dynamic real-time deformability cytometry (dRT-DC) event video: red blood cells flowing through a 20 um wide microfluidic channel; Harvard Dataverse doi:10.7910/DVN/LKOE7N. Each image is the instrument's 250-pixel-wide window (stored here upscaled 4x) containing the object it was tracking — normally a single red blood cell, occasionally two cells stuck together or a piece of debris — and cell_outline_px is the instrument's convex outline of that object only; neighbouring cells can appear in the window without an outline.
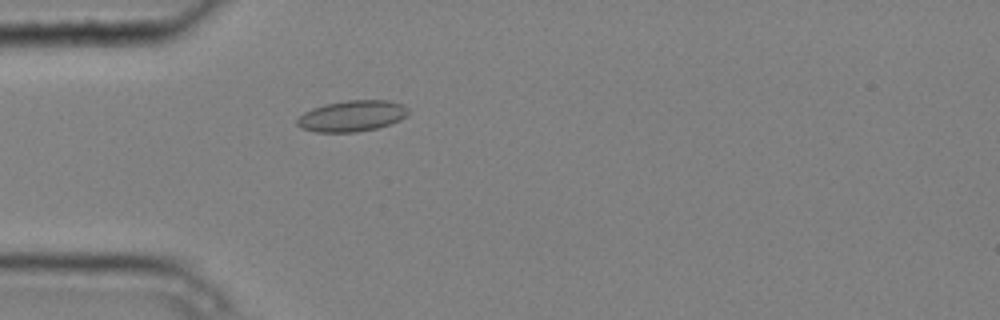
{"species": "common noctule bat (a hibernating species)", "species_latin": "Nyctalus noctula", "temperature_condition": "cold", "stored_images_in_passage": 1, "camera_frame_rate_fps": 3000, "um_per_image_px": 0.085, "animal": {"sex": "male", "body_mass_g": 20.4}, "frame": {"image": 1, "passage_image": 1, "time_ms": 0.0, "image_size_px": [1000, 320], "cell_outline_px": [[408, 112], [400, 120], [376, 128], [356, 132], [316, 132], [300, 128], [296, 124], [296, 120], [304, 112], [312, 108], [324, 104], [344, 100], [388, 100], [404, 104], [408, 108]], "centroid_in_image_um": [29.89, 9.85], "position_along_channel_um": 55.1, "area_um2": 20.17}}